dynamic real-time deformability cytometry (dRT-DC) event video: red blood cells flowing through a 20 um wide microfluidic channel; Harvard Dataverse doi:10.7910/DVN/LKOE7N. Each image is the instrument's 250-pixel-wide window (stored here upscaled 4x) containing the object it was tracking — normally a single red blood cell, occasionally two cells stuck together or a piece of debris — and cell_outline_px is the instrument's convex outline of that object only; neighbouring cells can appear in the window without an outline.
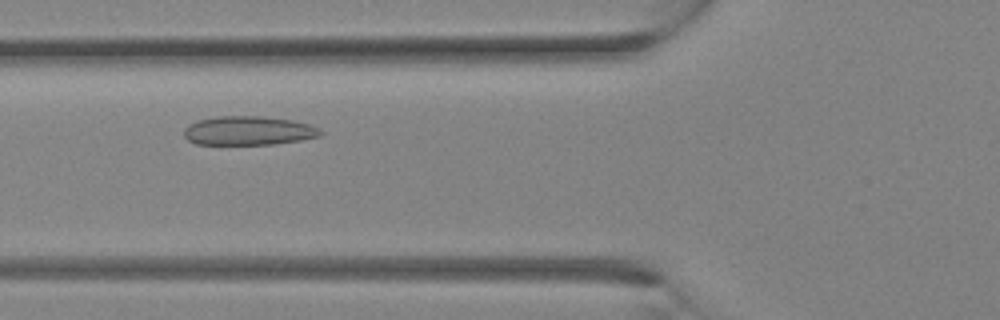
{"species": "Egyptian fruit bat (a non-hibernating species)", "species_latin": "Rousettus aegyptiacus", "temperature_condition": "room temperature", "stored_images_in_passage": 28, "camera_frame_rate_fps": 3000, "um_per_image_px": 0.085, "animal": {"sex": "female"}, "frame": {"image": 1, "passage_image": 8, "time_ms": 2.333, "image_size_px": [1000, 320], "cell_outline_px": [[324, 132], [320, 136], [300, 140], [276, 144], [196, 144], [188, 140], [184, 136], [184, 128], [188, 124], [196, 120], [216, 116], [260, 116], [292, 120], [308, 124], [320, 128]], "centroid_in_image_um": [21.11, 11.1], "position_along_channel_um": 104.7, "area_um2": 23.18}}
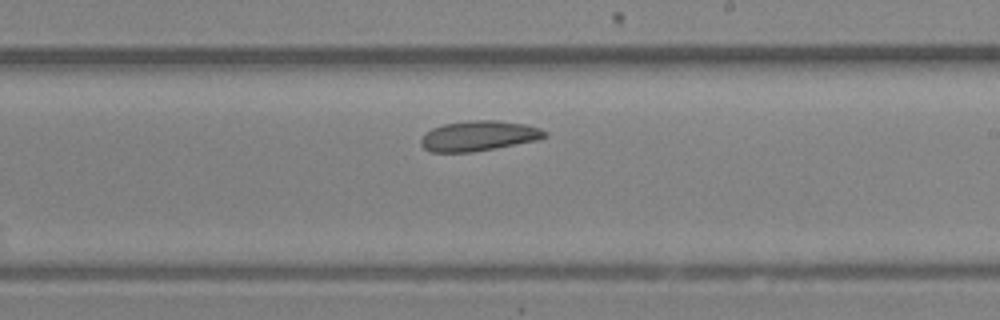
{"frame": {"image": 2, "passage_image": 15, "time_ms": 4.667, "image_size_px": [1000, 320], "cell_outline_px": [[548, 136], [536, 140], [496, 148], [472, 152], [432, 152], [424, 148], [420, 144], [420, 140], [432, 128], [444, 124], [468, 120], [496, 120], [528, 124], [540, 128], [548, 132]], "centroid_in_image_um": [40.73, 11.54], "position_along_channel_um": 248.3, "area_um2": 21.79}}
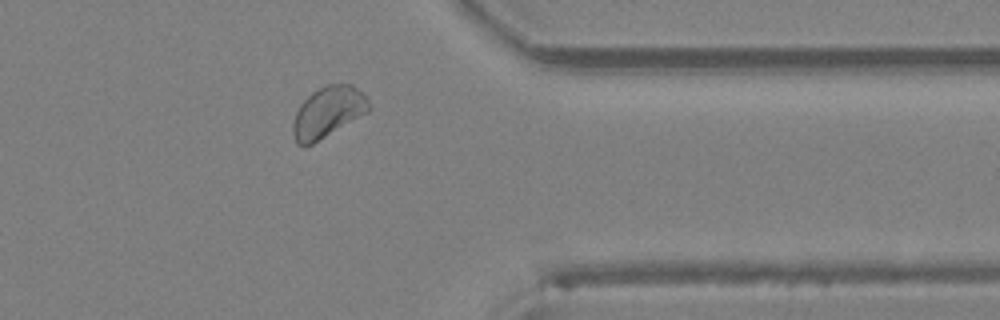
{"frame": {"image": 3, "passage_image": 22, "time_ms": 7.0, "image_size_px": [1000, 320], "cell_outline_px": [[372, 108], [368, 112], [312, 144], [296, 144], [292, 132], [292, 124], [296, 112], [300, 104], [312, 92], [328, 84], [352, 84], [364, 92]], "centroid_in_image_um": [27.89, 9.51], "position_along_channel_um": 383.5, "area_um2": 22.43}}